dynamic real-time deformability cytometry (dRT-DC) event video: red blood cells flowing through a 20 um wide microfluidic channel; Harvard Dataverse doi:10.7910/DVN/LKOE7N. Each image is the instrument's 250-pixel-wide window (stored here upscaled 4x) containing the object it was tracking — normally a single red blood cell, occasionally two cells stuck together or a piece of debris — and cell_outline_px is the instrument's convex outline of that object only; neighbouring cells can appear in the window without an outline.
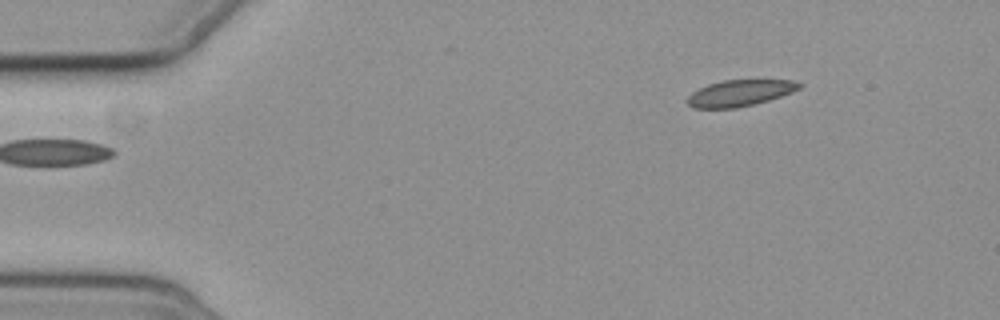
{"species": "common noctule bat (a hibernating species)", "species_latin": "Nyctalus noctula", "temperature_condition": "cold", "stored_images_in_passage": 2, "camera_frame_rate_fps": 3000, "um_per_image_px": 0.085, "animal": {"sex": "female", "body_mass_g": 19.3, "forearm_length_mm": 54.1}, "frame": {"image": 1, "passage_image": 2, "time_ms": 2.0, "image_size_px": [1000, 320], "cell_outline_px": [[804, 84], [800, 88], [792, 92], [768, 100], [736, 108], [692, 108], [684, 100], [692, 92], [708, 84], [724, 80], [792, 80]], "centroid_in_image_um": [62.86, 7.91], "position_along_channel_um": 22.1, "area_um2": 17.11}}